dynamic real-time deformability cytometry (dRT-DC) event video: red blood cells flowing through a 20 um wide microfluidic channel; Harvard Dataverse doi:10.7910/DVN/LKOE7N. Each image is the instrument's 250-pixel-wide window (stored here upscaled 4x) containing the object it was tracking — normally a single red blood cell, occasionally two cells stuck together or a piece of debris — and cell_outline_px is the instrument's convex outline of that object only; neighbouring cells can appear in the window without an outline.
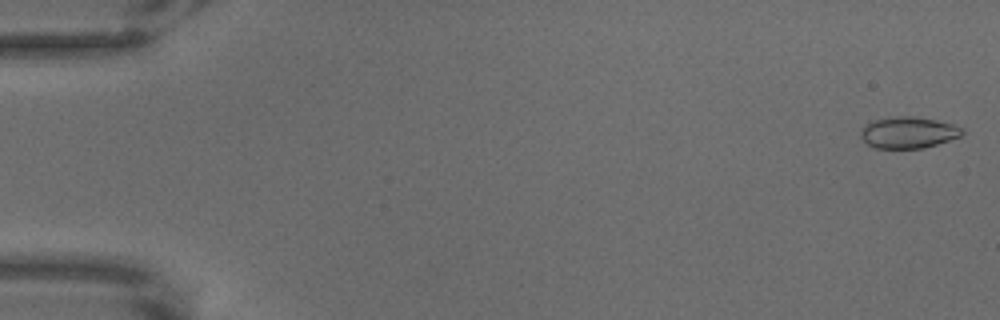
{"species": "common noctule bat (a hibernating species)", "species_latin": "Nyctalus noctula", "temperature_condition": "warm", "stored_images_in_passage": 8, "camera_frame_rate_fps": 3000, "um_per_image_px": 0.085, "animal": {"sex": "male", "body_mass_g": 18.8}, "frame": {"image": 1, "passage_image": 2, "time_ms": 0.333, "image_size_px": [1000, 320], "cell_outline_px": [[964, 132], [960, 136], [924, 148], [876, 148], [868, 144], [860, 136], [860, 132], [864, 124], [872, 120], [896, 116], [912, 116], [936, 120], [952, 124], [964, 128]], "centroid_in_image_um": [77.18, 11.25], "position_along_channel_um": 7.8, "area_um2": 18.55}}